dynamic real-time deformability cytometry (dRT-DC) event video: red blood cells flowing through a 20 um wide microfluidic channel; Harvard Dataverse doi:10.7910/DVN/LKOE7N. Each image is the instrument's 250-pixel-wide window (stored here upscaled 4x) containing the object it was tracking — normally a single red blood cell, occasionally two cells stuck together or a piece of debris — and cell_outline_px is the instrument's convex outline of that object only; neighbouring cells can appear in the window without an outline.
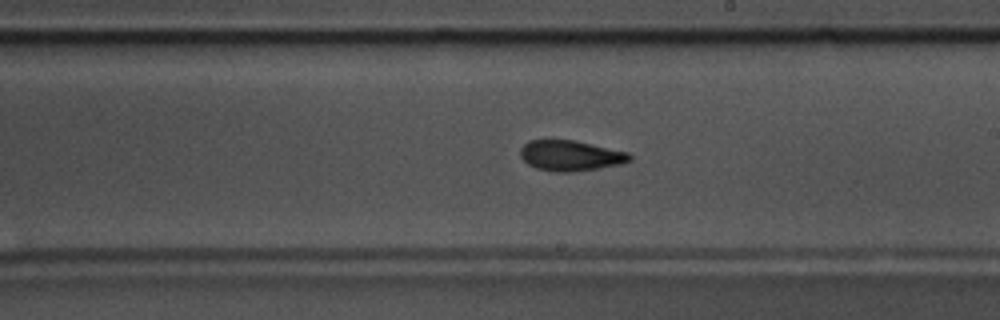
{"species": "common noctule bat (a hibernating species)", "species_latin": "Nyctalus noctula", "temperature_condition": "warm", "stored_images_in_passage": 58, "camera_frame_rate_fps": 3000, "um_per_image_px": 0.085, "animal": {"sex": "male", "body_mass_g": 17.5, "forearm_length_mm": 52.3}, "frame": {"image": 1, "passage_image": 34, "time_ms": 11.0, "image_size_px": [1000, 320], "cell_outline_px": [[632, 160], [620, 164], [600, 168], [572, 172], [552, 172], [536, 168], [528, 164], [520, 156], [520, 148], [528, 140], [572, 140], [628, 152], [632, 156]], "centroid_in_image_um": [48.48, 13.24], "position_along_channel_um": 240.5, "area_um2": 19.42}, "authors_computed_cell_mechanics": {"area_um2": 18.9584, "velocity_mm_per_s": 3.5956, "shape_relaxation_time_tau1_ms": 5.0099, "shape_relaxation_time_tau2_ms": 3.3911, "deformation_change_tau1": 0.1591, "deformation_change_tau2": 0.1086}}